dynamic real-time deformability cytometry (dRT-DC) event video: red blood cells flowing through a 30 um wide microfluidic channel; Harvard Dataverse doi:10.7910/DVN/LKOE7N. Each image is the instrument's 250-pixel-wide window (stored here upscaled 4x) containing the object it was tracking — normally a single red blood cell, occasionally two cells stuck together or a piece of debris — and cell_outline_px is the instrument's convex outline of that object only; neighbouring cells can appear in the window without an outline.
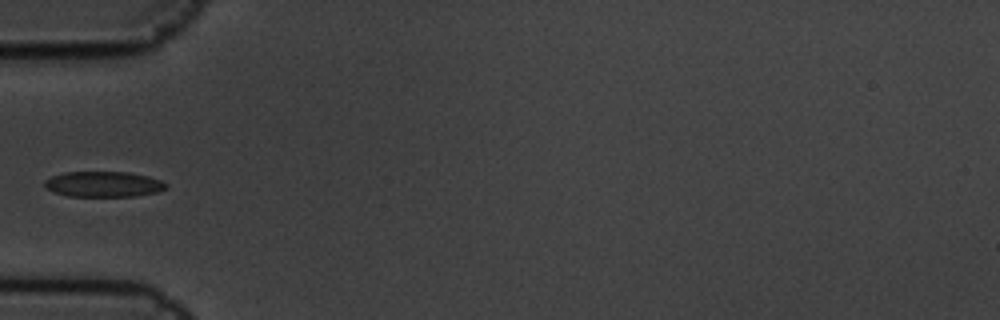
{"species": "common noctule bat (a hibernating species)", "species_latin": "Nyctalus noctula", "temperature_condition": "cold", "stored_images_in_passage": 7, "camera_frame_rate_fps": 3000, "um_per_image_px": 0.085, "animal": {"sex": "male", "body_mass_g": 19.5, "forearm_length_mm": 54.6}, "frame": {"image": 1, "passage_image": 7, "time_ms": 2.0, "image_size_px": [1000, 320], "cell_outline_px": [[168, 188], [156, 192], [136, 196], [68, 196], [52, 192], [44, 188], [44, 180], [52, 176], [64, 172], [128, 172], [148, 176], [160, 180], [168, 184]], "centroid_in_image_um": [8.77, 15.66], "position_along_channel_um": 76.2, "area_um2": 18.21}}